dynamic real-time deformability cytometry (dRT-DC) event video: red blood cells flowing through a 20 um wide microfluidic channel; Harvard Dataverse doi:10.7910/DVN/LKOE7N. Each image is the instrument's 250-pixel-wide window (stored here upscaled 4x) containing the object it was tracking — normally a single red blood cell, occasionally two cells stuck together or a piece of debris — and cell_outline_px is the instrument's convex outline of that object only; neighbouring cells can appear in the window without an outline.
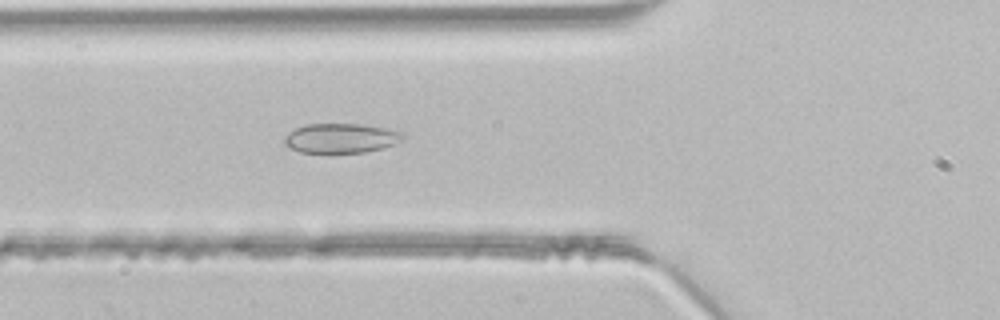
{"species": "common noctule bat (a hibernating species)", "species_latin": "Nyctalus noctula", "temperature_condition": "room temperature", "stored_images_in_passage": 41, "segment_of_instrument_passage": [1, 2], "camera_frame_rate_fps": 3000, "um_per_image_px": 0.085, "animal": {"sex": "male", "body_mass_g": 21.5, "forearm_length_mm": 52.0}, "frame": {"image": 1, "passage_image": 11, "time_ms": 3.333, "image_size_px": [1000, 320], "cell_outline_px": [[404, 136], [400, 140], [384, 148], [364, 152], [300, 152], [284, 144], [284, 136], [288, 132], [296, 128], [308, 124], [364, 124], [388, 128], [404, 132]], "centroid_in_image_um": [28.99, 11.73], "position_along_channel_um": 96.8, "area_um2": 20.35}}
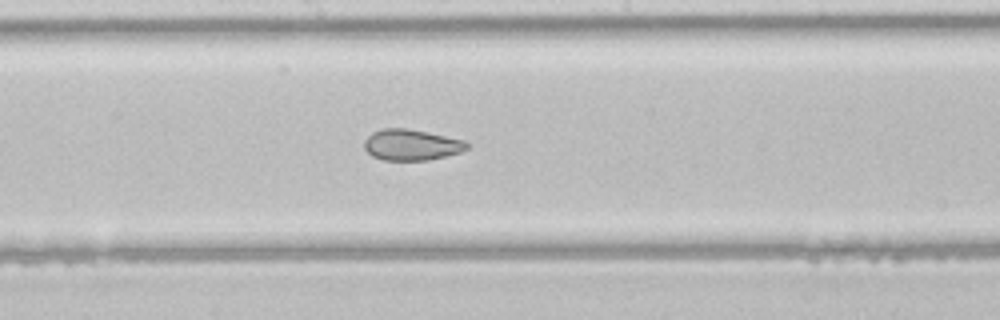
{"frame": {"image": 2, "passage_image": 19, "time_ms": 6.0, "image_size_px": [1000, 320], "cell_outline_px": [[472, 144], [468, 148], [460, 152], [428, 160], [384, 160], [372, 156], [364, 148], [364, 140], [372, 132], [384, 128], [408, 128], [428, 132], [464, 140]], "centroid_in_image_um": [34.98, 12.3], "position_along_channel_um": 213.2, "area_um2": 18.61}}
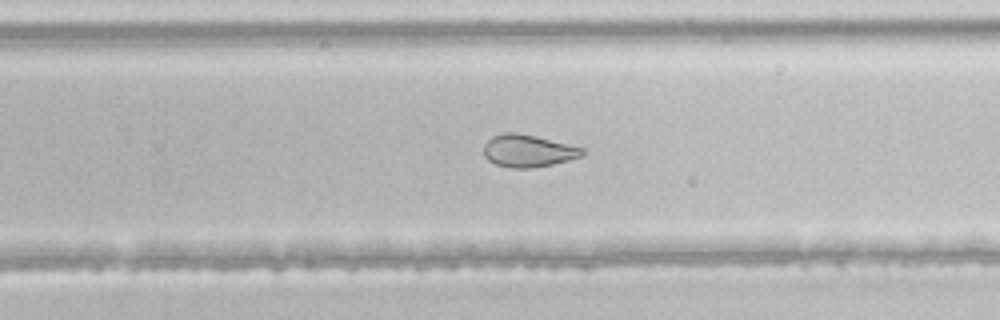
{"frame": {"image": 3, "passage_image": 24, "time_ms": 7.667, "image_size_px": [1000, 320], "cell_outline_px": [[584, 156], [552, 164], [532, 168], [512, 168], [496, 164], [488, 160], [484, 156], [484, 144], [492, 136], [504, 132], [516, 132], [536, 136], [584, 148]], "centroid_in_image_um": [44.88, 12.81], "position_along_channel_um": 284.9, "area_um2": 18.61}}